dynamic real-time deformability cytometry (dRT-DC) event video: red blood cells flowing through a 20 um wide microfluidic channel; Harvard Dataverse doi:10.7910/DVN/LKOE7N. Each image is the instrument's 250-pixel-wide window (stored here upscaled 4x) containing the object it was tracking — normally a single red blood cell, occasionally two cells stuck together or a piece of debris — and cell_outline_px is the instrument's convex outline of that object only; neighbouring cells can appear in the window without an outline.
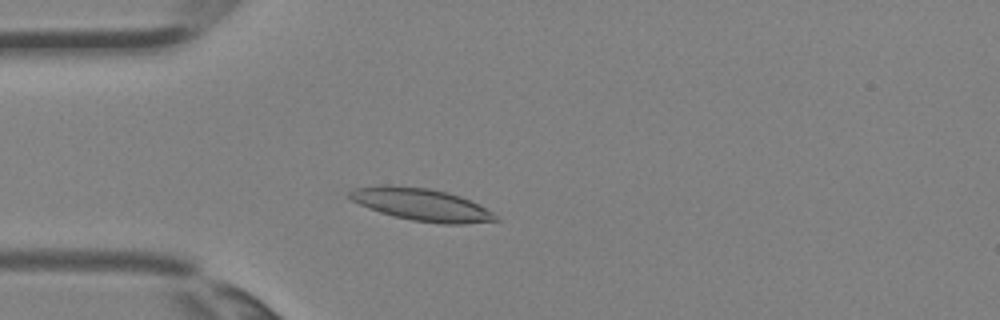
{"species": "Egyptian fruit bat (a non-hibernating species)", "species_latin": "Rousettus aegyptiacus", "temperature_condition": "room temperature", "stored_images_in_passage": 2, "camera_frame_rate_fps": 3000, "um_per_image_px": 0.085, "animal": {"sex": "female"}, "frame": {"image": 1, "passage_image": 2, "time_ms": 0.333, "image_size_px": [1000, 320], "cell_outline_px": [[500, 220], [464, 224], [444, 224], [412, 220], [392, 216], [380, 212], [360, 204], [352, 200], [348, 196], [348, 192], [352, 188], [380, 184], [428, 188], [460, 196], [480, 204], [492, 212]], "centroid_in_image_um": [35.8, 17.38], "position_along_channel_um": 49.2, "area_um2": 27.51}}